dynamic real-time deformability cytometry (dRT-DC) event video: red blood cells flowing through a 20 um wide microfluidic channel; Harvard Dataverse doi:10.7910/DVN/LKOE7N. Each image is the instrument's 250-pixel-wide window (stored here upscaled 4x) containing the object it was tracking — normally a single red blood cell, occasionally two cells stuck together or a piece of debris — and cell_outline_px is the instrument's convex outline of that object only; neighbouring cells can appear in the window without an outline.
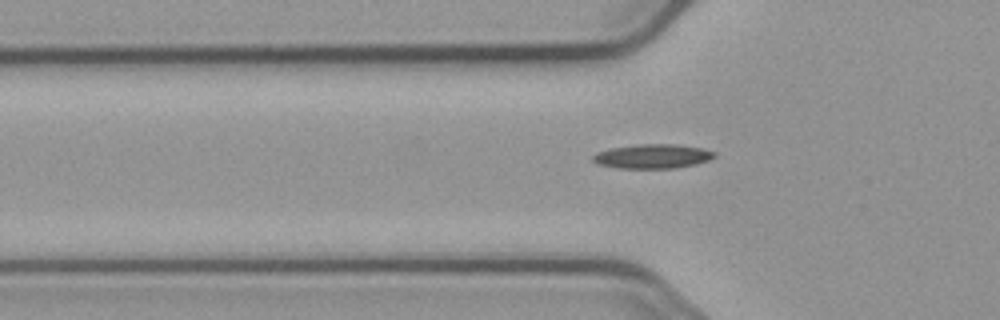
{"species": "common noctule bat (a hibernating species)", "species_latin": "Nyctalus noctula", "temperature_condition": "cold", "stored_images_in_passage": 36, "camera_frame_rate_fps": 3000, "um_per_image_px": 0.085, "animal": {"sex": "male", "body_mass_g": 23.1, "forearm_length_mm": 52.7}, "frame": {"image": 1, "passage_image": 5, "time_ms": 1.333, "image_size_px": [1000, 320], "cell_outline_px": [[716, 156], [708, 160], [696, 164], [676, 168], [616, 168], [596, 164], [592, 160], [592, 156], [596, 152], [612, 148], [640, 144], [676, 144], [700, 148], [716, 152]], "centroid_in_image_um": [55.45, 13.29], "position_along_channel_um": 70.4, "area_um2": 17.22}}
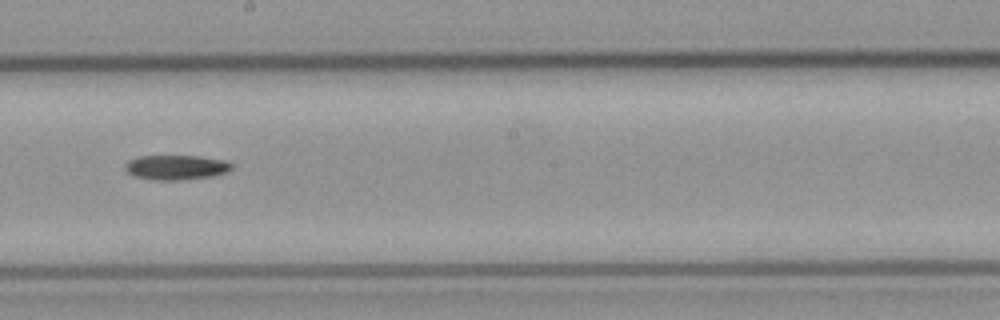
{"frame": {"image": 2, "passage_image": 18, "time_ms": 5.667, "image_size_px": [1000, 320], "cell_outline_px": [[232, 168], [228, 172], [212, 176], [180, 180], [152, 180], [132, 176], [124, 168], [124, 164], [128, 160], [136, 156], [200, 156], [224, 160], [232, 164]], "centroid_in_image_um": [14.93, 14.22], "position_along_channel_um": 233.3, "area_um2": 15.55}}
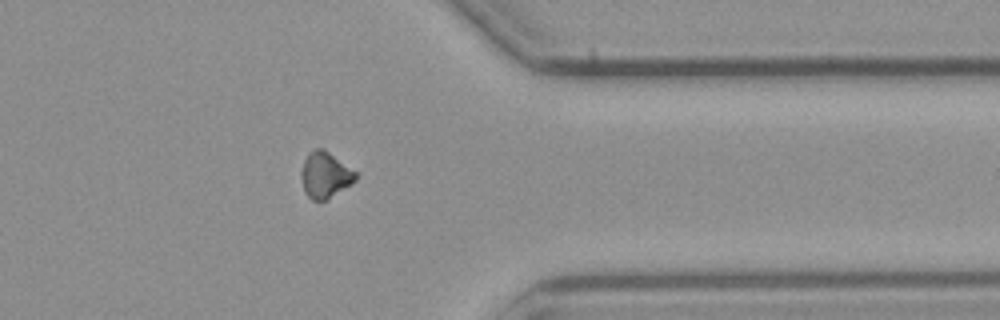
{"frame": {"image": 3, "passage_image": 31, "time_ms": 10.0, "image_size_px": [1000, 320], "cell_outline_px": [[356, 180], [352, 184], [328, 200], [312, 200], [304, 192], [300, 176], [300, 172], [304, 160], [316, 148], [324, 148], [356, 172]], "centroid_in_image_um": [27.63, 14.9], "position_along_channel_um": 383.8, "area_um2": 14.62}}